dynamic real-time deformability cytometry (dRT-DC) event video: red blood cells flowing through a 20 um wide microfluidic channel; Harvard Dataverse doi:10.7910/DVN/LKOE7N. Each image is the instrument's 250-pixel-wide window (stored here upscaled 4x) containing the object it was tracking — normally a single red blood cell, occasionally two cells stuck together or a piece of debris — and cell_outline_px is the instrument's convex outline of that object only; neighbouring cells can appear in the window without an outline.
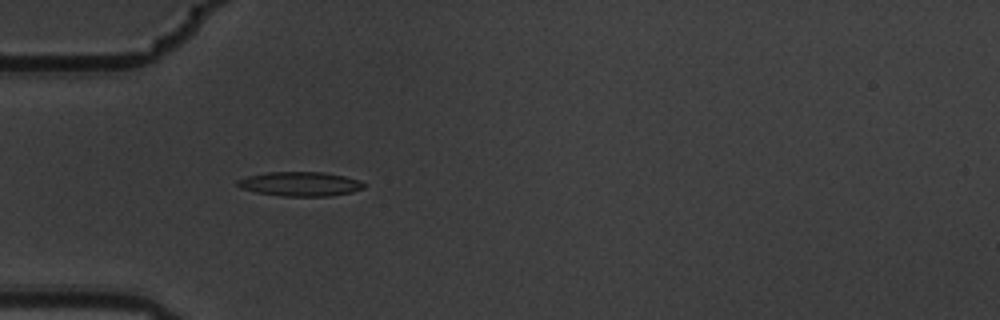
{"species": "common noctule bat (a hibernating species)", "species_latin": "Nyctalus noctula", "temperature_condition": "warm", "stored_images_in_passage": 5, "camera_frame_rate_fps": 3000, "um_per_image_px": 0.085, "animal": {"sex": "male", "body_mass_g": 19.5, "forearm_length_mm": 54.6}, "frame": {"image": 1, "passage_image": 5, "time_ms": 1.333, "image_size_px": [1000, 320], "cell_outline_px": [[364, 188], [352, 192], [332, 196], [280, 196], [256, 192], [240, 188], [236, 184], [236, 180], [248, 176], [268, 172], [324, 172], [344, 176], [360, 180], [364, 184]], "centroid_in_image_um": [25.51, 15.64], "position_along_channel_um": 59.5, "area_um2": 17.98}}